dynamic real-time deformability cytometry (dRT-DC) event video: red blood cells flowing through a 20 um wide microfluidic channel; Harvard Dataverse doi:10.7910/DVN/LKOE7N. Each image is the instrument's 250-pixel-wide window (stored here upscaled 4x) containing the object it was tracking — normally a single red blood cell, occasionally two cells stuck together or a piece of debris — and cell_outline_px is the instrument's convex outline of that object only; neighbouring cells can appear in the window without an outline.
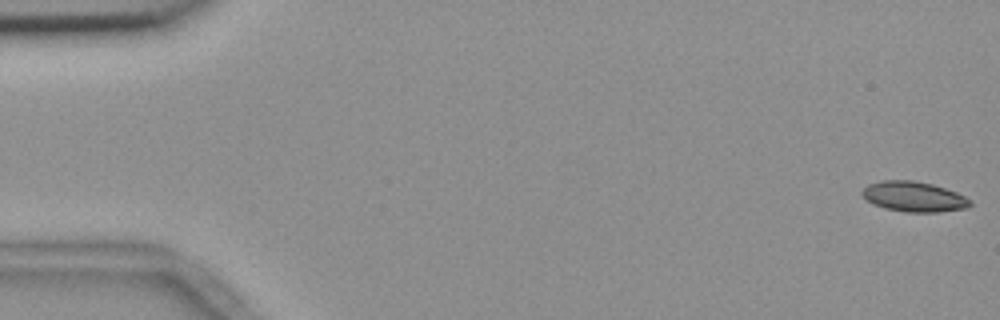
{"species": "common noctule bat (a hibernating species)", "species_latin": "Nyctalus noctula", "temperature_condition": "room temperature", "stored_images_in_passage": 55, "camera_frame_rate_fps": 3000, "um_per_image_px": 0.085, "animal": {"sex": "female", "body_mass_g": 18.4}, "frame": {"image": 1, "passage_image": 1, "time_ms": 0.0, "image_size_px": [1000, 320], "cell_outline_px": [[972, 204], [968, 208], [940, 212], [904, 212], [884, 208], [872, 204], [860, 192], [868, 184], [880, 180], [912, 180], [932, 184], [956, 192], [972, 200]], "centroid_in_image_um": [77.68, 16.72], "position_along_channel_um": 7.3, "area_um2": 19.13}}
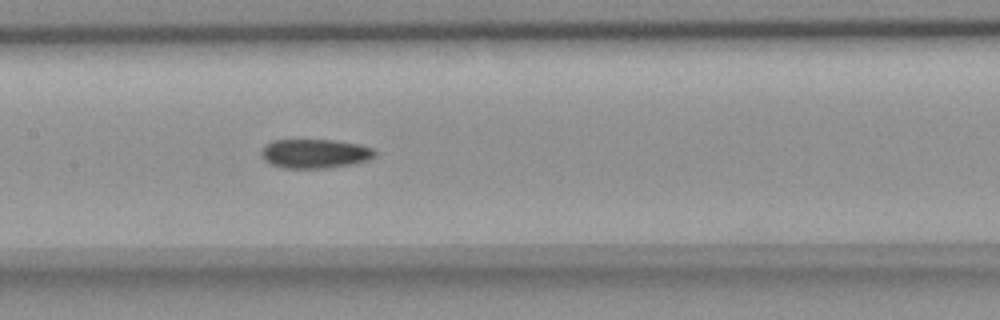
{"frame": {"image": 2, "passage_image": 27, "time_ms": 8.667, "image_size_px": [1000, 320], "cell_outline_px": [[376, 156], [368, 160], [352, 164], [324, 168], [284, 168], [272, 164], [264, 160], [260, 152], [272, 140], [332, 140], [360, 144], [372, 148], [376, 152]], "centroid_in_image_um": [26.79, 13.05], "position_along_channel_um": 180.6, "area_um2": 19.19}}
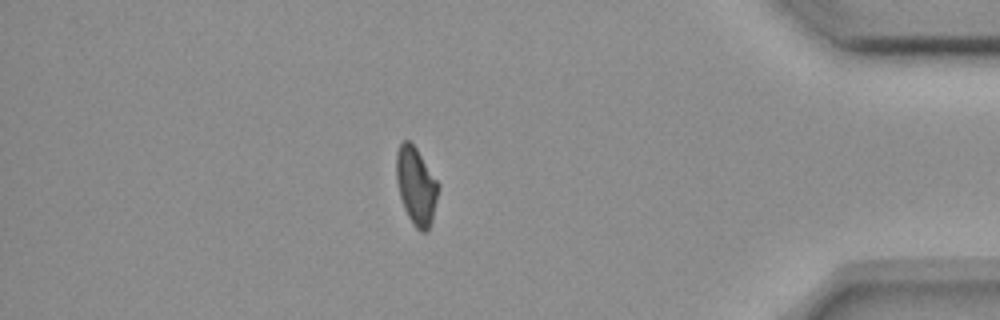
{"frame": {"image": 3, "passage_image": 48, "time_ms": 15.667, "image_size_px": [1000, 320], "cell_outline_px": [[440, 188], [432, 220], [428, 232], [420, 232], [412, 224], [404, 208], [400, 196], [396, 180], [396, 152], [400, 144], [404, 140], [408, 140], [416, 148], [440, 184]], "centroid_in_image_um": [35.38, 15.83], "position_along_channel_um": 399.8, "area_um2": 19.13}, "authors_computed_cell_mechanics": {"area_um2": 19.5364, "velocity_mm_per_s": 3.6722, "shape_relaxation_time_tau1_ms": 9.1357, "shape_relaxation_time_tau2_ms": 4.3924, "deformation_change_tau1": 0.1487, "deformation_change_tau2": 0.0887}}